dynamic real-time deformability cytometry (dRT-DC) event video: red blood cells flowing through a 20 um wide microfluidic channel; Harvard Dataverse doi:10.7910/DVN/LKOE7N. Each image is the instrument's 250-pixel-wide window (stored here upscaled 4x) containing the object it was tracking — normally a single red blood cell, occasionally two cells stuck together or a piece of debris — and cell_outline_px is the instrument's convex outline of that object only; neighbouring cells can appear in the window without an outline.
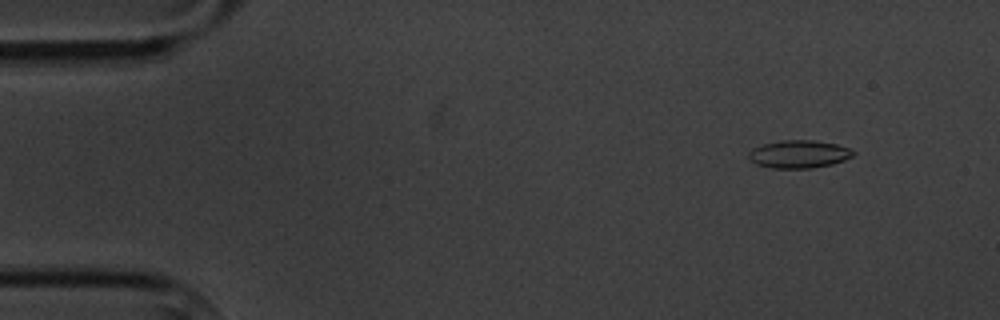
{"species": "common noctule bat (a hibernating species)", "species_latin": "Nyctalus noctula", "temperature_condition": "cold", "stored_images_in_passage": 6, "camera_frame_rate_fps": 3000, "um_per_image_px": 0.085, "animal": {"sex": "male", "body_mass_g": 20.1, "forearm_length_mm": 53.5}, "frame": {"image": 1, "passage_image": 2, "time_ms": 1.0, "image_size_px": [1000, 320], "cell_outline_px": [[856, 152], [852, 156], [844, 160], [832, 164], [812, 168], [772, 168], [756, 164], [748, 156], [748, 152], [752, 148], [764, 144], [784, 140], [812, 140], [836, 144], [848, 148]], "centroid_in_image_um": [67.9, 13.1], "position_along_channel_um": 17.1, "area_um2": 16.82}}